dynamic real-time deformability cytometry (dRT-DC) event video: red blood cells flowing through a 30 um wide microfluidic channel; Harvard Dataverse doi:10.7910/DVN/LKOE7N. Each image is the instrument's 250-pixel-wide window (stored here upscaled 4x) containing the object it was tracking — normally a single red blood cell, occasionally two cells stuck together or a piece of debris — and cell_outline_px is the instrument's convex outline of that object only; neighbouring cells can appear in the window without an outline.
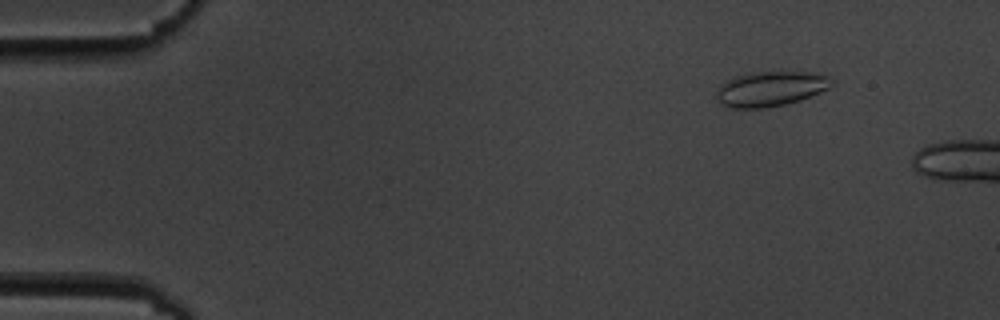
{"species": "common noctule bat (a hibernating species)", "species_latin": "Nyctalus noctula", "temperature_condition": "cold", "stored_images_in_passage": 5, "camera_frame_rate_fps": 3000, "um_per_image_px": 0.085, "animal": {"sex": "male", "body_mass_g": 19.5, "forearm_length_mm": 54.6}, "frame": {"image": 1, "passage_image": 2, "time_ms": 1.333, "image_size_px": [1000, 320], "cell_outline_px": [[836, 80], [828, 88], [820, 92], [800, 100], [784, 104], [764, 108], [732, 108], [720, 104], [716, 96], [720, 84], [736, 76], [752, 72], [804, 72], [828, 76]], "centroid_in_image_um": [65.49, 7.55], "position_along_channel_um": 19.5, "area_um2": 23.29}}